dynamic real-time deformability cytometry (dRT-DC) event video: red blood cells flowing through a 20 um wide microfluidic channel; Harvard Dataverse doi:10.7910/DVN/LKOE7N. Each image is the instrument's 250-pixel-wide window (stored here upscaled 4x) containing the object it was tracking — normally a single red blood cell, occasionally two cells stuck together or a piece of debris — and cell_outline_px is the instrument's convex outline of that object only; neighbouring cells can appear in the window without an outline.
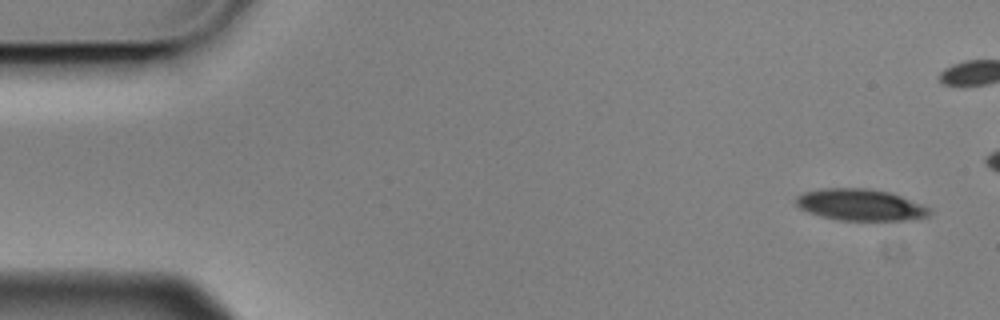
{"species": "Egyptian fruit bat (a non-hibernating species)", "species_latin": "Rousettus aegyptiacus", "temperature_condition": "cold", "stored_images_in_passage": 13, "camera_frame_rate_fps": 3000, "um_per_image_px": 0.085, "animal": {"sex": "male"}, "frame": {"image": 1, "passage_image": 1, "time_ms": 0.0, "image_size_px": [1000, 320], "cell_outline_px": [[932, 212], [928, 216], [908, 220], [840, 220], [808, 212], [800, 208], [796, 204], [796, 196], [804, 192], [820, 188], [868, 188], [888, 192], [900, 196], [932, 208]], "centroid_in_image_um": [73.14, 17.4], "position_along_channel_um": 11.9, "area_um2": 24.45}}
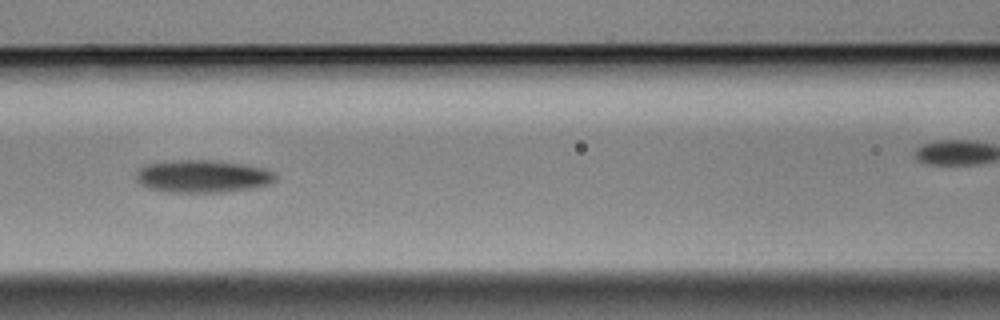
{"frame": {"image": 2, "passage_image": 6, "time_ms": 1.667, "image_size_px": [1000, 320], "cell_outline_px": [[276, 180], [272, 184], [256, 188], [224, 192], [168, 192], [148, 188], [140, 184], [136, 180], [136, 172], [140, 168], [148, 164], [172, 160], [220, 160], [244, 164], [264, 168], [276, 172]], "centroid_in_image_um": [17.28, 14.98], "position_along_channel_um": 149.3, "area_um2": 26.93}}